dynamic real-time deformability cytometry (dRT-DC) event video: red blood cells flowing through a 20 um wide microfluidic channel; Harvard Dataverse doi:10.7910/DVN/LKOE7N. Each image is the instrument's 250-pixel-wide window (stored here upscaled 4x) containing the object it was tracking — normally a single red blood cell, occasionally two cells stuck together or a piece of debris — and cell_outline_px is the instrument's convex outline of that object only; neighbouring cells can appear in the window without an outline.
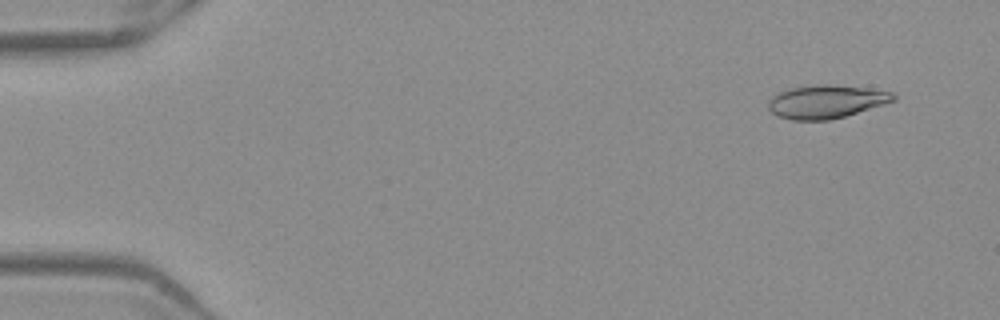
{"species": "Egyptian fruit bat (a non-hibernating species)", "species_latin": "Rousettus aegyptiacus", "temperature_condition": "warm", "stored_images_in_passage": 52, "camera_frame_rate_fps": 3000, "um_per_image_px": 0.085, "frame": {"image": 1, "passage_image": 4, "time_ms": 1.0, "image_size_px": [1000, 320], "cell_outline_px": [[896, 100], [884, 104], [844, 116], [828, 120], [792, 120], [780, 116], [772, 112], [768, 108], [768, 100], [772, 96], [780, 92], [792, 88], [816, 84], [832, 84], [896, 92]], "centroid_in_image_um": [70.24, 8.63], "position_along_channel_um": 14.8, "area_um2": 24.1}}
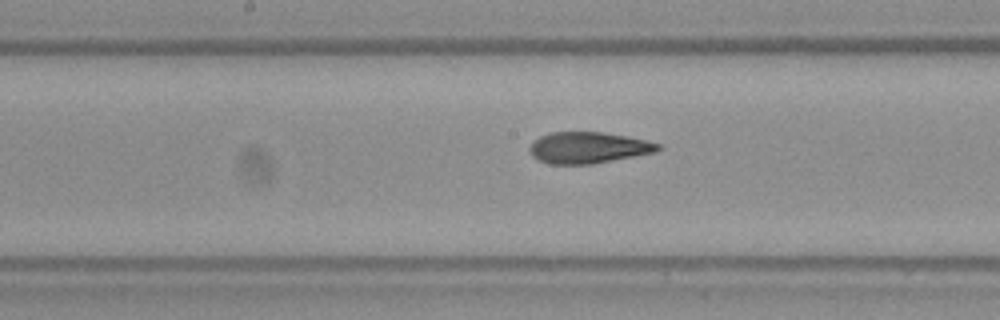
{"frame": {"image": 2, "passage_image": 27, "time_ms": 8.667, "image_size_px": [1000, 320], "cell_outline_px": [[664, 148], [656, 152], [592, 164], [548, 164], [532, 156], [528, 148], [532, 140], [540, 136], [552, 132], [604, 132], [628, 136], [648, 140], [664, 144]], "centroid_in_image_um": [50.05, 12.54], "position_along_channel_um": 198.2, "area_um2": 23.81}}
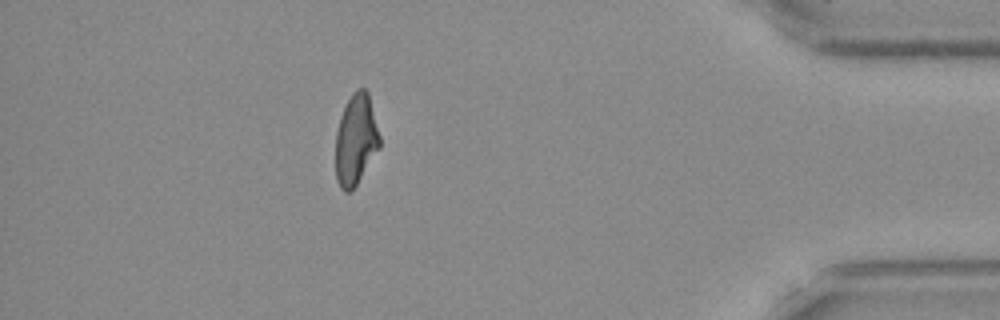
{"frame": {"image": 3, "passage_image": 46, "time_ms": 15.0, "image_size_px": [1000, 320], "cell_outline_px": [[380, 148], [356, 184], [348, 192], [344, 192], [340, 188], [336, 180], [336, 132], [340, 116], [352, 92], [356, 88], [364, 88], [368, 92], [380, 136]], "centroid_in_image_um": [30.24, 11.86], "position_along_channel_um": 405.0, "area_um2": 23.24}, "authors_computed_cell_mechanics": {"area_um2": 23.8136, "velocity_mm_per_s": 3.9576, "shape_relaxation_time_tau1_ms": 10.2774, "shape_relaxation_time_tau2_ms": 2.1602, "deformation_change_tau1": 0.2707, "deformation_change_tau2": 0.1039}}